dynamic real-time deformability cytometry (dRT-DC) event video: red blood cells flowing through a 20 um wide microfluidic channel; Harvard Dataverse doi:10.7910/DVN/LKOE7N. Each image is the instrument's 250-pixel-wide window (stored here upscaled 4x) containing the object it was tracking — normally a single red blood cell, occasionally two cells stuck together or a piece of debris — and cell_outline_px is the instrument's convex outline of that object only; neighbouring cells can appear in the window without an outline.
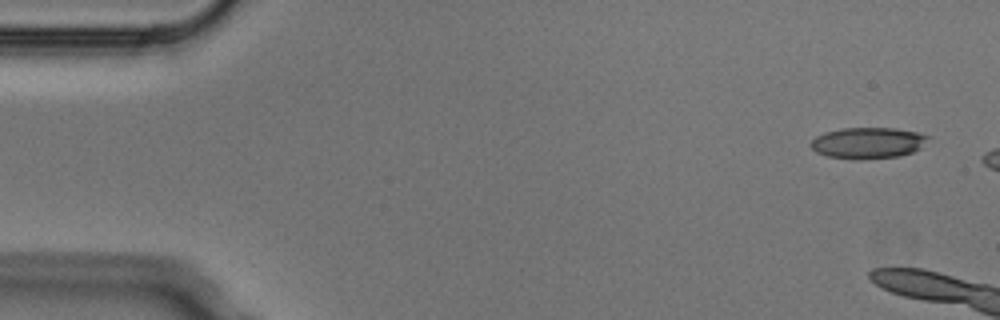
{"species": "Egyptian fruit bat (a non-hibernating species)", "species_latin": "Rousettus aegyptiacus", "temperature_condition": "cold", "stored_images_in_passage": 7, "camera_frame_rate_fps": 3000, "um_per_image_px": 0.085, "animal": {"sex": "male"}, "frame": {"image": 1, "passage_image": 1, "time_ms": 0.0, "image_size_px": [1000, 320], "cell_outline_px": [[932, 136], [920, 148], [912, 152], [900, 156], [828, 156], [816, 152], [808, 144], [816, 136], [824, 132], [844, 128], [896, 128], [916, 132]], "centroid_in_image_um": [73.8, 12.08], "position_along_channel_um": 11.2, "area_um2": 20.4}}